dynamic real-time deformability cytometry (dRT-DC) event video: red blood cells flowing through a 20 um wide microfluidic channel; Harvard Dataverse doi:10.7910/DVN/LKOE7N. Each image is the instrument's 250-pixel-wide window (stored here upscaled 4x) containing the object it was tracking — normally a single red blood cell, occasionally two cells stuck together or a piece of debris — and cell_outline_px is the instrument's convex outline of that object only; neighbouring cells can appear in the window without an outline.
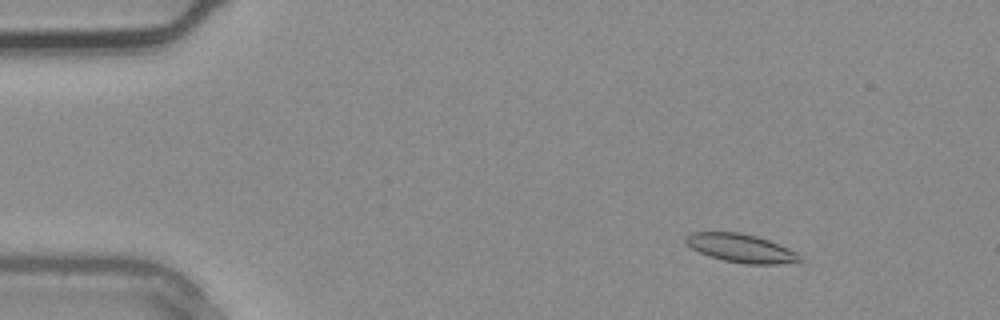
{"species": "common noctule bat (a hibernating species)", "species_latin": "Nyctalus noctula", "temperature_condition": "warm", "stored_images_in_passage": 2, "camera_frame_rate_fps": 3000, "um_per_image_px": 0.085, "animal": {"sex": "male", "body_mass_g": 20.4}, "frame": {"image": 1, "passage_image": 1, "time_ms": 0.0, "image_size_px": [1000, 320], "cell_outline_px": [[804, 260], [776, 264], [744, 264], [724, 260], [708, 256], [692, 248], [684, 240], [684, 236], [692, 232], [740, 232], [756, 236], [768, 240], [788, 248], [796, 252]], "centroid_in_image_um": [62.96, 21.09], "position_along_channel_um": 22.0, "area_um2": 18.79}}